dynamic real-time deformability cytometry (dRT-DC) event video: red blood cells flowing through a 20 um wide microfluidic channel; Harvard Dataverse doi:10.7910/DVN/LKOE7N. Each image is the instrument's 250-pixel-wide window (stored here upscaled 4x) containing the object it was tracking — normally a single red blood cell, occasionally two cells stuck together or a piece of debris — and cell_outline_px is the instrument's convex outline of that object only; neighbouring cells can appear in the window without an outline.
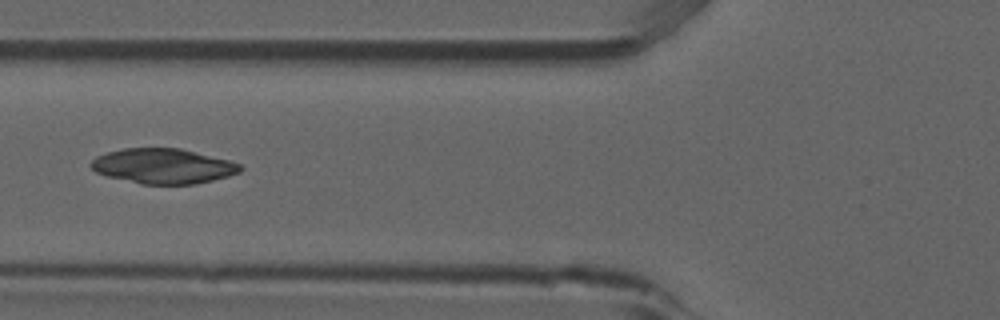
{"species": "common noctule bat (a hibernating species)", "species_latin": "Nyctalus noctula", "temperature_condition": "room temperature", "stored_images_in_passage": 7, "camera_frame_rate_fps": 3000, "um_per_image_px": 0.085, "animal": {"sex": "male", "forearm_length_mm": 52.5}, "frame": {"image": 1, "passage_image": 6, "time_ms": 1.667, "image_size_px": [1000, 320], "cell_outline_px": [[244, 168], [240, 172], [228, 176], [196, 184], [140, 184], [108, 176], [96, 172], [88, 164], [96, 156], [108, 152], [124, 148], [180, 148], [228, 160], [240, 164]], "centroid_in_image_um": [13.86, 14.12], "position_along_channel_um": 111.9, "area_um2": 30.4}}
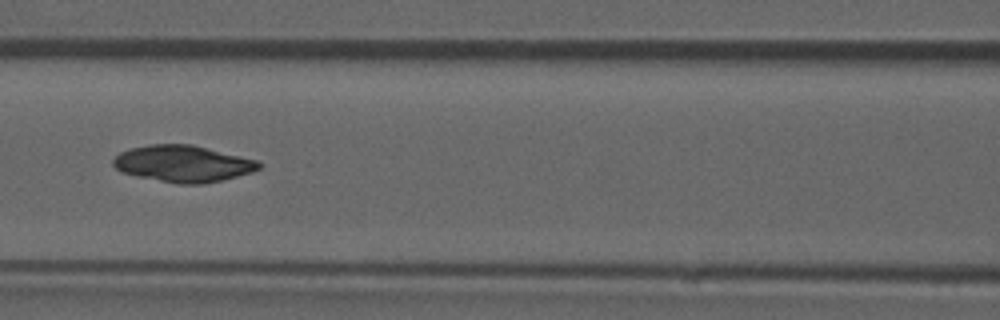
{"frame": {"image": 2, "passage_image": 7, "time_ms": 2.0, "image_size_px": [1000, 320], "cell_outline_px": [[260, 168], [252, 172], [204, 184], [180, 184], [140, 176], [124, 172], [116, 168], [112, 164], [112, 160], [120, 152], [132, 148], [148, 144], [192, 144], [256, 160], [260, 164]], "centroid_in_image_um": [15.55, 13.9], "position_along_channel_um": 151.1, "area_um2": 30.58}}